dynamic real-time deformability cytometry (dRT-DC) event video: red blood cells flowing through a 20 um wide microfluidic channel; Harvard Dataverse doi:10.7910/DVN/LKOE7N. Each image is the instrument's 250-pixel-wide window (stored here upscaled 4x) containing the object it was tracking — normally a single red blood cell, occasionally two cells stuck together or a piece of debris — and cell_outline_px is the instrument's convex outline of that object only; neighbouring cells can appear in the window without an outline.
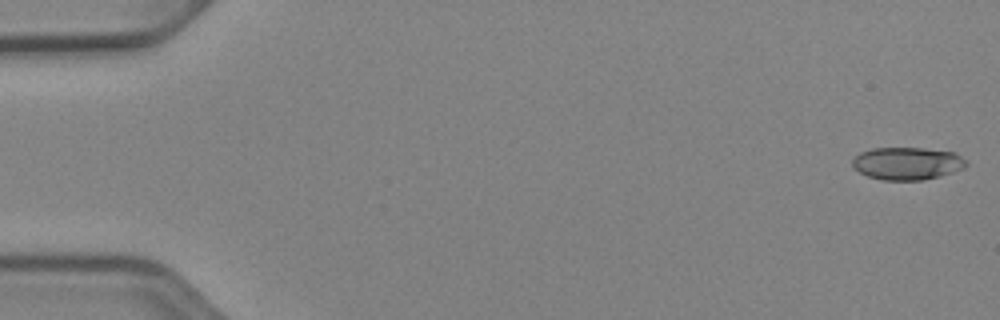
{"species": "Egyptian fruit bat (a non-hibernating species)", "species_latin": "Rousettus aegyptiacus", "temperature_condition": "cold", "stored_images_in_passage": 50, "camera_frame_rate_fps": 3000, "um_per_image_px": 0.085, "animal": {"sex": "female"}, "frame": {"image": 1, "passage_image": 1, "time_ms": 0.0, "image_size_px": [1000, 320], "cell_outline_px": [[968, 164], [964, 168], [940, 176], [924, 180], [880, 180], [868, 176], [860, 172], [852, 164], [852, 160], [860, 152], [872, 148], [924, 148], [956, 152], [968, 160]], "centroid_in_image_um": [77.16, 13.88], "position_along_channel_um": 7.8, "area_um2": 21.79}}
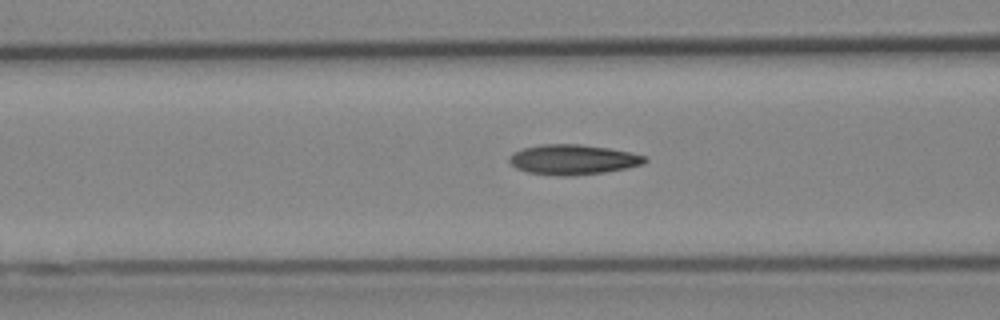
{"frame": {"image": 2, "passage_image": 21, "time_ms": 6.667, "image_size_px": [1000, 320], "cell_outline_px": [[648, 160], [644, 164], [604, 172], [572, 176], [560, 176], [528, 172], [516, 168], [508, 160], [508, 156], [512, 152], [524, 148], [540, 144], [580, 144], [608, 148], [632, 152], [648, 156]], "centroid_in_image_um": [48.71, 13.56], "position_along_channel_um": 117.9, "area_um2": 23.87}}
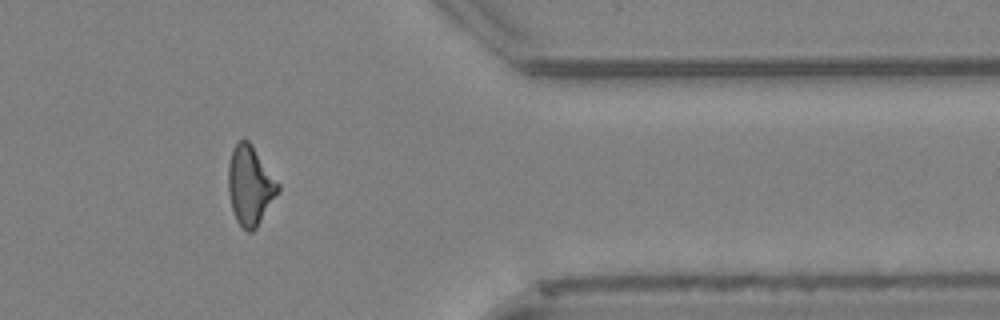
{"frame": {"image": 3, "passage_image": 43, "time_ms": 14.0, "image_size_px": [1000, 320], "cell_outline_px": [[280, 188], [256, 228], [252, 232], [248, 232], [236, 220], [232, 208], [228, 192], [228, 164], [232, 148], [240, 140], [248, 140], [252, 144], [280, 184]], "centroid_in_image_um": [21.24, 15.74], "position_along_channel_um": 390.2, "area_um2": 22.77}}